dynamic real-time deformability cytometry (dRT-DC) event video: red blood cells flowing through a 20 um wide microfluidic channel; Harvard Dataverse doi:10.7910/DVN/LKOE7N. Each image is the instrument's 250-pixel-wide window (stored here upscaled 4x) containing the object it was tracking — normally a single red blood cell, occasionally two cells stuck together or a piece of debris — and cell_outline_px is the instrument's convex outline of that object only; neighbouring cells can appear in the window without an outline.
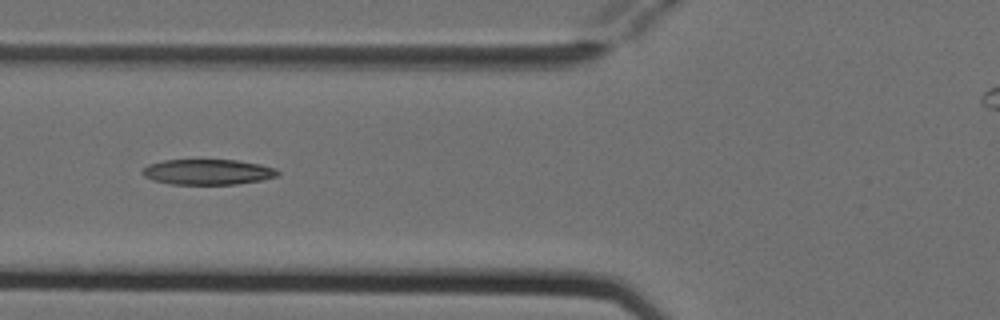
{"species": "Egyptian fruit bat (a non-hibernating species)", "species_latin": "Rousettus aegyptiacus", "temperature_condition": "cold", "stored_images_in_passage": 7, "camera_frame_rate_fps": 3000, "um_per_image_px": 0.085, "animal": {"sex": "female"}, "frame": {"image": 1, "passage_image": 5, "time_ms": 1.333, "image_size_px": [1000, 320], "cell_outline_px": [[280, 176], [264, 180], [236, 184], [172, 184], [152, 180], [144, 176], [140, 172], [148, 164], [164, 160], [236, 160], [260, 164], [276, 168], [280, 172]], "centroid_in_image_um": [17.7, 14.62], "position_along_channel_um": 108.1, "area_um2": 20.23}}
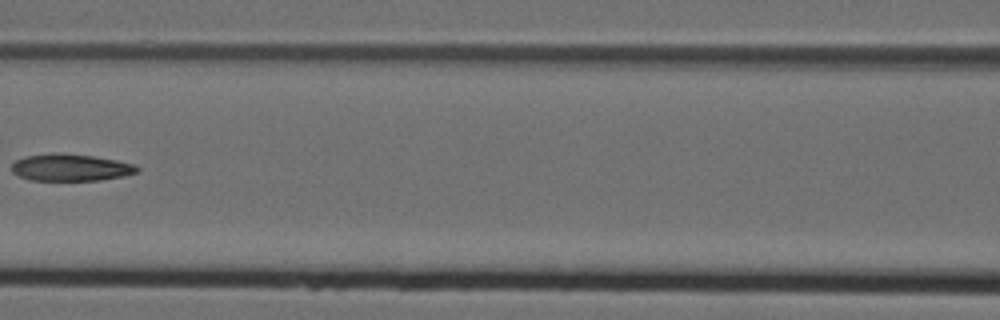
{"frame": {"image": 2, "passage_image": 6, "time_ms": 1.667, "image_size_px": [1000, 320], "cell_outline_px": [[140, 168], [136, 172], [124, 176], [100, 180], [28, 180], [12, 172], [12, 164], [16, 160], [24, 156], [92, 156], [116, 160], [136, 164]], "centroid_in_image_um": [6.06, 14.29], "position_along_channel_um": 160.5, "area_um2": 18.79}}
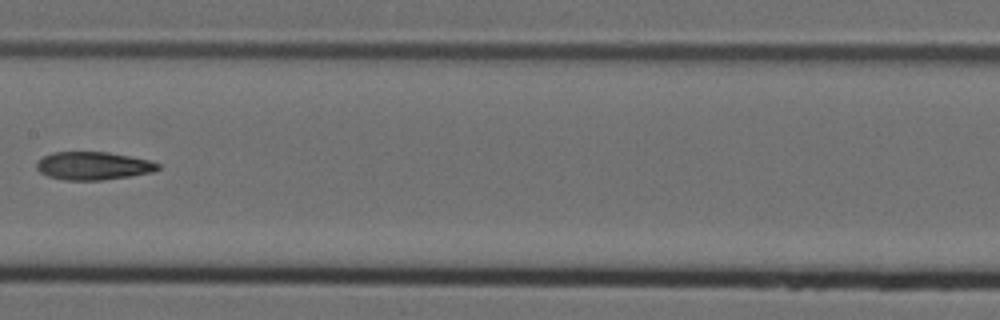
{"frame": {"image": 3, "passage_image": 7, "time_ms": 2.0, "image_size_px": [1000, 320], "cell_outline_px": [[160, 168], [152, 172], [128, 176], [100, 180], [64, 180], [48, 176], [40, 172], [36, 168], [36, 164], [44, 156], [52, 152], [108, 152], [148, 160], [160, 164]], "centroid_in_image_um": [7.9, 14.09], "position_along_channel_um": 199.5, "area_um2": 19.59}}